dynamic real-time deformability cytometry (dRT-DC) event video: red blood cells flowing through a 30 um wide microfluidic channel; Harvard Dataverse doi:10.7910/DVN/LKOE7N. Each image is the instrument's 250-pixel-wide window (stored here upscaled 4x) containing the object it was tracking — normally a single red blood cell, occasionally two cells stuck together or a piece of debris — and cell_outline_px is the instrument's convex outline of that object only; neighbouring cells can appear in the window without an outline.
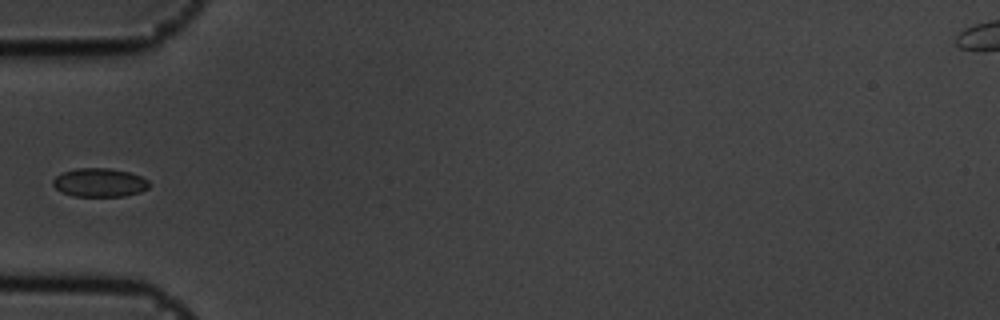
{"species": "common noctule bat (a hibernating species)", "species_latin": "Nyctalus noctula", "temperature_condition": "cold", "stored_images_in_passage": 8, "camera_frame_rate_fps": 3000, "um_per_image_px": 0.085, "animal": {"sex": "male", "body_mass_g": 19.5, "forearm_length_mm": 54.6}, "frame": {"image": 1, "passage_image": 5, "time_ms": 1.333, "image_size_px": [1000, 320], "cell_outline_px": [[152, 184], [148, 188], [140, 192], [124, 196], [72, 196], [60, 192], [52, 184], [52, 180], [60, 172], [76, 168], [108, 168], [128, 172], [140, 176], [148, 180]], "centroid_in_image_um": [8.44, 15.52], "position_along_channel_um": 76.6, "area_um2": 16.24}}
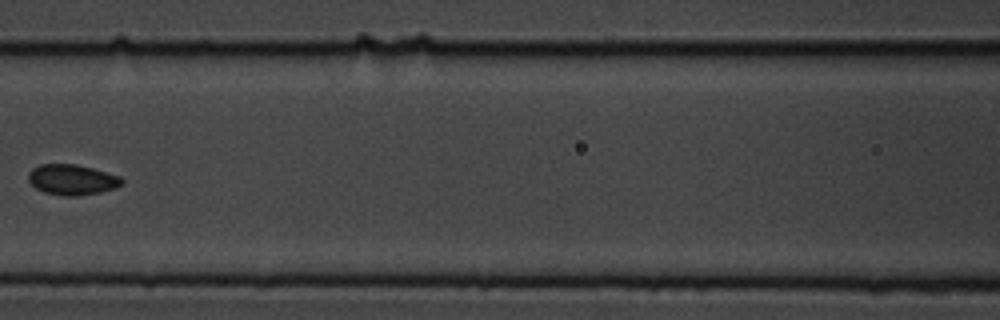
{"frame": {"image": 2, "passage_image": 7, "time_ms": 2.0, "image_size_px": [1000, 320], "cell_outline_px": [[124, 184], [116, 188], [100, 192], [76, 196], [64, 196], [44, 192], [36, 188], [28, 180], [28, 172], [32, 168], [40, 164], [76, 164], [92, 168], [120, 176], [124, 180]], "centroid_in_image_um": [6.14, 15.27], "position_along_channel_um": 160.5, "area_um2": 16.7}}
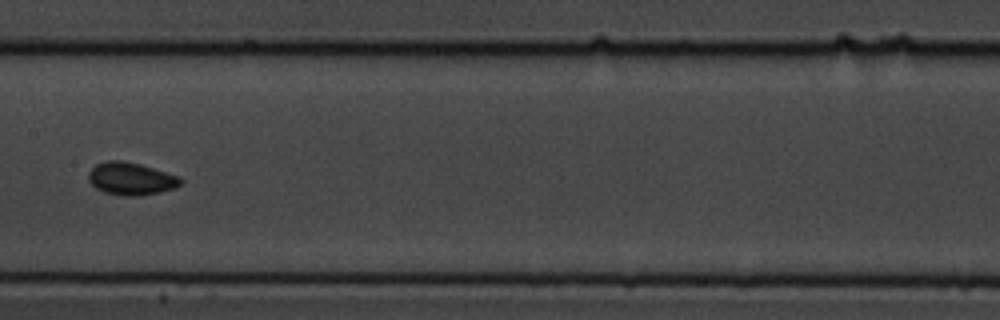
{"frame": {"image": 3, "passage_image": 8, "time_ms": 2.333, "image_size_px": [1000, 320], "cell_outline_px": [[184, 180], [180, 184], [172, 188], [160, 192], [136, 196], [124, 196], [104, 192], [96, 188], [88, 180], [88, 172], [96, 164], [108, 160], [124, 160], [140, 164], [180, 176]], "centroid_in_image_um": [11.12, 15.18], "position_along_channel_um": 196.3, "area_um2": 17.51}}